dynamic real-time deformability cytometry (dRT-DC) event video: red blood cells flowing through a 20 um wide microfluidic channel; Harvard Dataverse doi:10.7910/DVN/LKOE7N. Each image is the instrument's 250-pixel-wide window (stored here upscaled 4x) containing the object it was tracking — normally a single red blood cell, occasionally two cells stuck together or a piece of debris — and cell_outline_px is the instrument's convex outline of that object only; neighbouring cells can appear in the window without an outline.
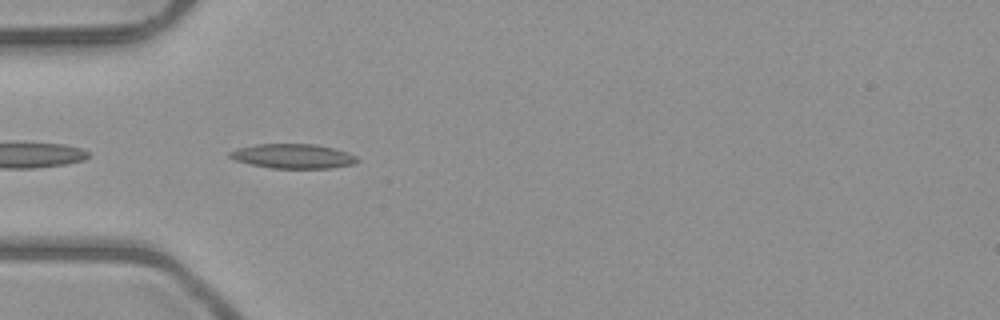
{"species": "common noctule bat (a hibernating species)", "species_latin": "Nyctalus noctula", "temperature_condition": "room temperature", "stored_images_in_passage": 7, "camera_frame_rate_fps": 3000, "um_per_image_px": 0.085, "animal": {"sex": "male", "body_mass_g": 23.1, "forearm_length_mm": 52.7}, "frame": {"image": 1, "passage_image": 5, "time_ms": 4.667, "image_size_px": [1000, 320], "cell_outline_px": [[360, 160], [352, 164], [332, 168], [272, 168], [252, 164], [236, 160], [228, 156], [228, 152], [236, 148], [256, 144], [312, 144], [332, 148], [348, 152], [356, 156]], "centroid_in_image_um": [24.9, 13.27], "position_along_channel_um": 60.1, "area_um2": 18.09}}
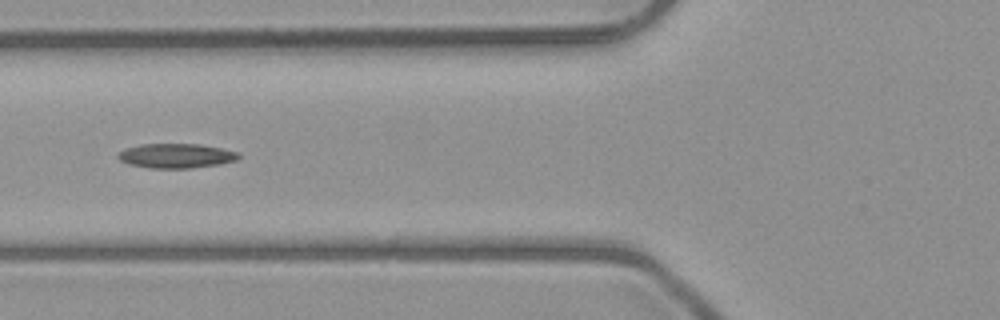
{"frame": {"image": 2, "passage_image": 6, "time_ms": 6.0, "image_size_px": [1000, 320], "cell_outline_px": [[240, 156], [236, 160], [220, 164], [192, 168], [152, 168], [128, 164], [120, 160], [116, 156], [124, 148], [140, 144], [200, 144], [240, 152]], "centroid_in_image_um": [14.97, 13.24], "position_along_channel_um": 110.8, "area_um2": 17.28}}
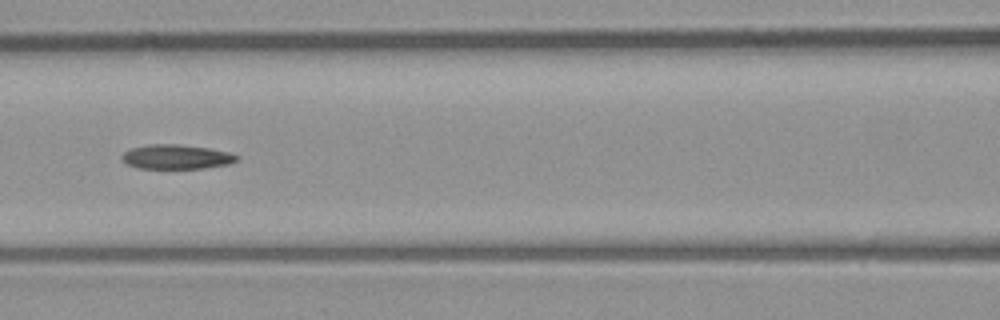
{"frame": {"image": 3, "passage_image": 7, "time_ms": 7.0, "image_size_px": [1000, 320], "cell_outline_px": [[240, 156], [236, 160], [228, 164], [204, 168], [136, 168], [128, 164], [120, 156], [124, 152], [132, 148], [148, 144], [176, 144], [208, 148], [228, 152]], "centroid_in_image_um": [14.98, 13.33], "position_along_channel_um": 151.6, "area_um2": 16.18}}